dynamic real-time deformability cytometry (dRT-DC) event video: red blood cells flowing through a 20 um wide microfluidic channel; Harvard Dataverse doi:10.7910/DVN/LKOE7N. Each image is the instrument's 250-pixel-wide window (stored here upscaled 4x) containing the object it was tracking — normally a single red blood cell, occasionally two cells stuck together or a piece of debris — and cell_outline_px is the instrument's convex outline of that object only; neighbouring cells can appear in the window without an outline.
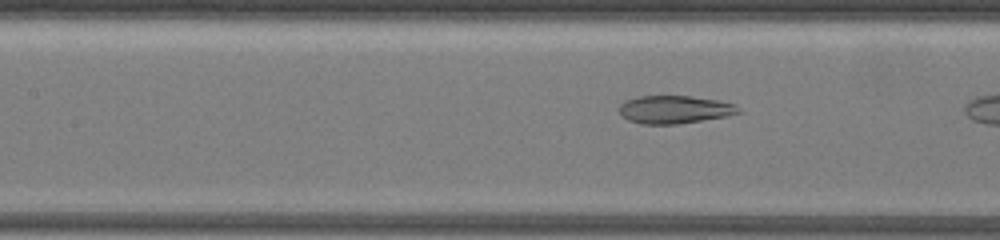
{"species": "common noctule bat (a hibernating species)", "species_latin": "Nyctalus noctula", "temperature_condition": "warm", "stored_images_in_passage": 12, "camera_frame_rate_fps": 3000, "um_per_image_px": 0.085, "animal": {"sex": "female", "body_mass_g": 19.5, "forearm_length_mm": 54.1}, "frame": {"image": 1, "passage_image": 11, "time_ms": 3.333, "image_size_px": [1000, 240], "cell_outline_px": [[740, 112], [728, 116], [676, 124], [640, 124], [628, 120], [620, 116], [620, 104], [624, 100], [640, 96], [692, 96], [716, 100], [736, 104]], "centroid_in_image_um": [57.3, 9.31], "position_along_channel_um": 150.1, "area_um2": 19.42}}